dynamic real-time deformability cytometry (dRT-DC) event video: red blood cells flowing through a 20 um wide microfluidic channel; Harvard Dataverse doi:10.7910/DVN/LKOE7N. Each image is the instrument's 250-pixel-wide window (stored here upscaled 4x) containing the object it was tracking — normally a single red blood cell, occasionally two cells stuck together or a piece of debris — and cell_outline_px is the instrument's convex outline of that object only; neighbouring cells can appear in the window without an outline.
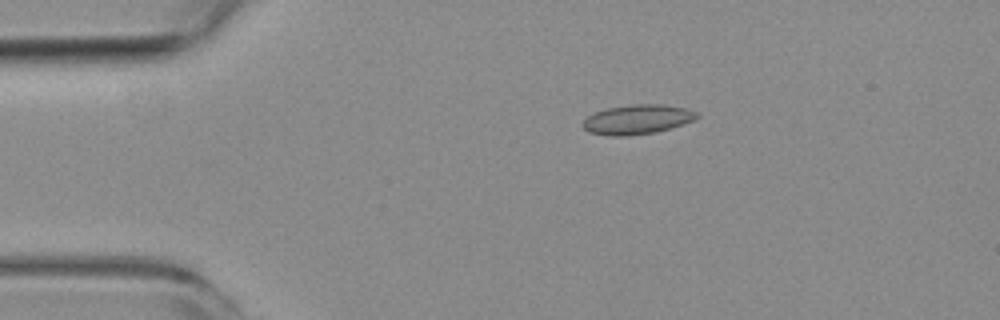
{"species": "common noctule bat (a hibernating species)", "species_latin": "Nyctalus noctula", "temperature_condition": "room temperature", "stored_images_in_passage": 5, "camera_frame_rate_fps": 3000, "um_per_image_px": 0.085, "animal": {"sex": "female", "body_mass_g": 19.3, "forearm_length_mm": 54.1}, "frame": {"image": 1, "passage_image": 4, "time_ms": 3.333, "image_size_px": [1000, 320], "cell_outline_px": [[700, 116], [692, 120], [656, 132], [628, 136], [608, 136], [588, 132], [580, 124], [588, 116], [596, 112], [608, 108], [632, 104], [660, 104], [688, 108], [696, 112]], "centroid_in_image_um": [54.13, 10.15], "position_along_channel_um": 30.9, "area_um2": 19.54}}